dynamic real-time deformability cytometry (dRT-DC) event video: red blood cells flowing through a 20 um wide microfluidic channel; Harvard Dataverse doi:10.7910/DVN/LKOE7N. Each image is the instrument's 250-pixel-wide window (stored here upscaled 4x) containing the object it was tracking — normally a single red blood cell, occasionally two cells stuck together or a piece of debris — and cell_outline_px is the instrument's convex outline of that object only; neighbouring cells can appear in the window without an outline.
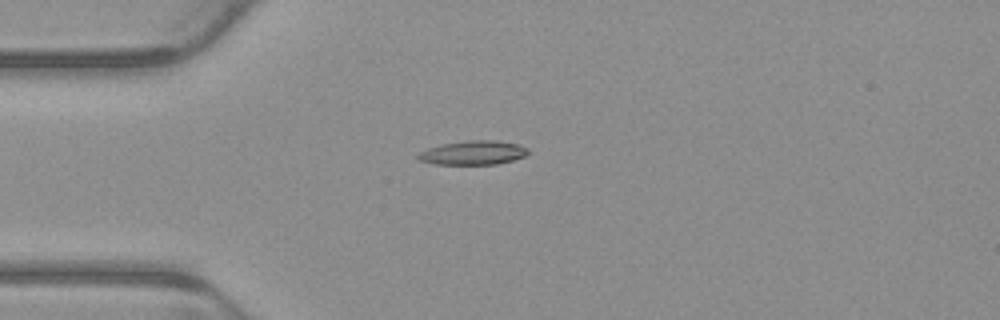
{"species": "common noctule bat (a hibernating species)", "species_latin": "Nyctalus noctula", "temperature_condition": "warm", "stored_images_in_passage": 4, "camera_frame_rate_fps": 3000, "um_per_image_px": 0.085, "animal": {"sex": "male", "body_mass_g": 23.1, "forearm_length_mm": 52.7}, "frame": {"image": 1, "passage_image": 2, "time_ms": 0.333, "image_size_px": [1000, 320], "cell_outline_px": [[528, 152], [524, 156], [512, 160], [496, 164], [436, 164], [420, 160], [416, 156], [420, 152], [428, 148], [444, 144], [468, 140], [500, 140], [520, 144], [528, 148]], "centroid_in_image_um": [40.26, 12.97], "position_along_channel_um": 44.7, "area_um2": 15.32}}
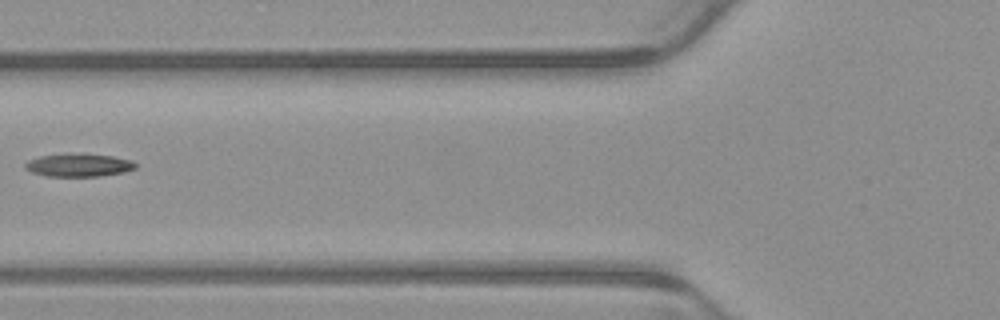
{"frame": {"image": 2, "passage_image": 4, "time_ms": 1.0, "image_size_px": [1000, 320], "cell_outline_px": [[136, 168], [124, 172], [100, 176], [44, 176], [32, 172], [24, 168], [24, 164], [28, 160], [40, 156], [68, 152], [112, 156], [132, 160], [136, 164]], "centroid_in_image_um": [6.66, 14.02], "position_along_channel_um": 119.1, "area_um2": 15.03}}